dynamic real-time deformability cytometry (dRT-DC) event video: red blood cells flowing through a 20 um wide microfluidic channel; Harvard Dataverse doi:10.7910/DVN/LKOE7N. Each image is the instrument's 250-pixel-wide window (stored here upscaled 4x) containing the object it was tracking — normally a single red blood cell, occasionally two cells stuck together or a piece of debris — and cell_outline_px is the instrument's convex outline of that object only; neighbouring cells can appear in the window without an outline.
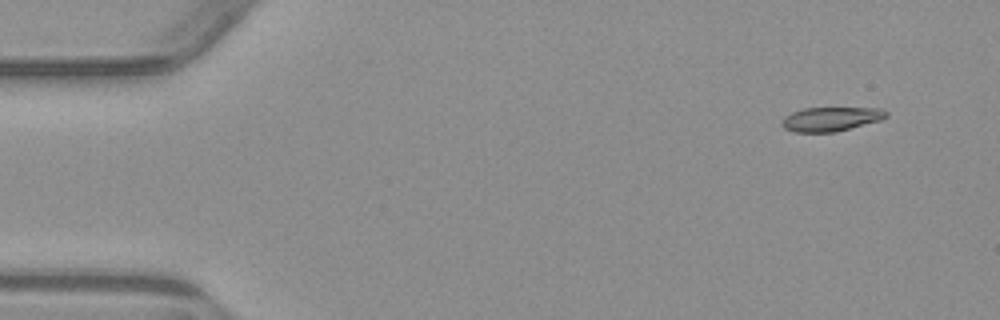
{"species": "common noctule bat (a hibernating species)", "species_latin": "Nyctalus noctula", "temperature_condition": "warm", "stored_images_in_passage": 4, "camera_frame_rate_fps": 3000, "um_per_image_px": 0.085, "animal": {"sex": "male", "body_mass_g": 23.1, "forearm_length_mm": 52.7}, "frame": {"image": 1, "passage_image": 1, "time_ms": 0.0, "image_size_px": [1000, 320], "cell_outline_px": [[888, 116], [880, 120], [836, 132], [796, 132], [784, 128], [780, 124], [780, 120], [784, 116], [792, 112], [804, 108], [880, 108], [888, 112]], "centroid_in_image_um": [70.59, 10.12], "position_along_channel_um": 14.4, "area_um2": 14.74}}
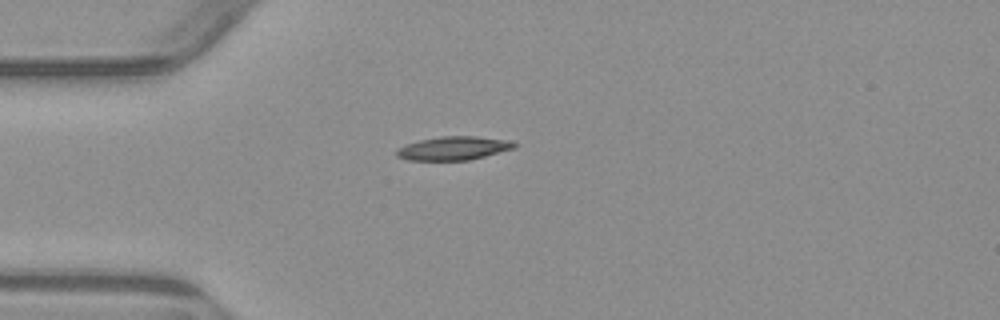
{"frame": {"image": 2, "passage_image": 3, "time_ms": 3.333, "image_size_px": [1000, 320], "cell_outline_px": [[516, 148], [468, 160], [408, 160], [396, 156], [396, 152], [400, 148], [408, 144], [420, 140], [440, 136], [476, 136], [512, 140], [516, 144]], "centroid_in_image_um": [38.6, 12.59], "position_along_channel_um": 46.4, "area_um2": 16.07}}